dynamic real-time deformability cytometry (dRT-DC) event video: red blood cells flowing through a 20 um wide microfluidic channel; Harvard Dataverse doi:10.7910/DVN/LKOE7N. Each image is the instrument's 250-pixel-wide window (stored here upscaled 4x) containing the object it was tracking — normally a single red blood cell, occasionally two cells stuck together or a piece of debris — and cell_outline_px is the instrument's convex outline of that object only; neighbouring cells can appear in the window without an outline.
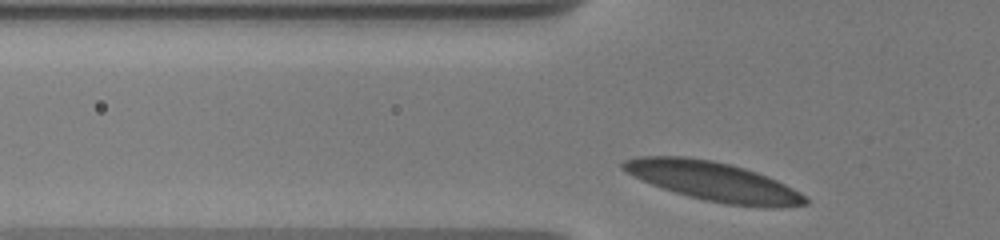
{"species": "human", "species_latin": "Homo sapiens", "temperature_condition": "warm", "stored_images_in_passage": 19, "camera_frame_rate_fps": 3000, "um_per_image_px": 0.085, "donor": {"sex": "male"}, "frame": {"image": 1, "passage_image": 2, "time_ms": 0.333, "image_size_px": [1000, 240], "cell_outline_px": [[808, 204], [780, 208], [772, 208], [728, 204], [688, 196], [652, 184], [620, 168], [620, 164], [624, 160], [636, 156], [684, 156], [712, 160], [744, 168], [756, 172], [776, 180], [800, 192], [808, 200]], "centroid_in_image_um": [60.65, 15.41], "position_along_channel_um": 65.1, "area_um2": 40.98}}
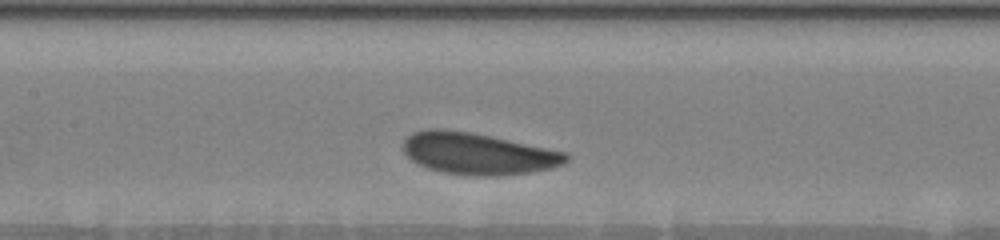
{"frame": {"image": 2, "passage_image": 12, "time_ms": 3.333, "image_size_px": [1000, 240], "cell_outline_px": [[572, 156], [564, 164], [552, 168], [528, 172], [496, 176], [468, 176], [440, 172], [416, 164], [404, 152], [404, 140], [412, 132], [432, 128], [440, 128], [468, 132], [492, 136], [568, 152]], "centroid_in_image_um": [40.65, 13.06], "position_along_channel_um": 166.8, "area_um2": 39.88}}
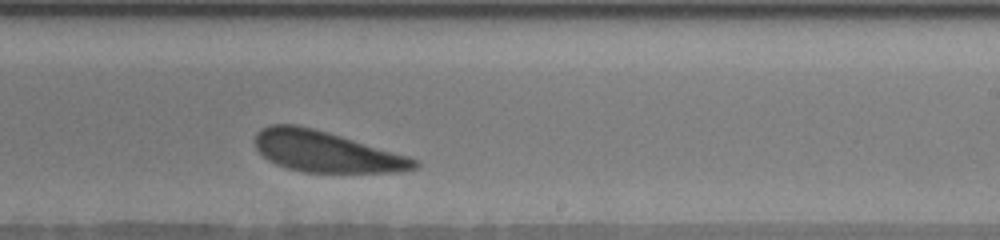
{"frame": {"image": 3, "passage_image": 19, "time_ms": 6.0, "image_size_px": [1000, 240], "cell_outline_px": [[420, 164], [416, 168], [404, 172], [304, 172], [288, 168], [276, 164], [268, 160], [256, 148], [256, 132], [260, 128], [272, 124], [296, 124], [312, 128], [340, 136], [408, 156], [420, 160]], "centroid_in_image_um": [27.72, 12.9], "position_along_channel_um": 261.3, "area_um2": 37.69}}